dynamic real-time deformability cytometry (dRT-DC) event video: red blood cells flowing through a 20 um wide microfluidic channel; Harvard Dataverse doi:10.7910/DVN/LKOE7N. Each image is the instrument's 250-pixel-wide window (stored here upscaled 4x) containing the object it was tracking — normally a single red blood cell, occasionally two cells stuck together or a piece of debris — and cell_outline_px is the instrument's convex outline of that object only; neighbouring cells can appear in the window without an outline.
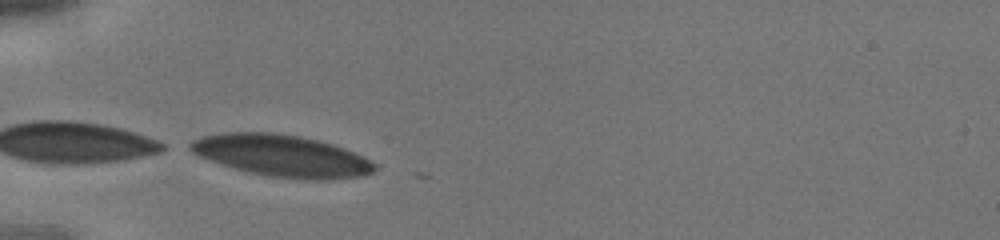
{"species": "human", "species_latin": "Homo sapiens", "temperature_condition": "cold", "stored_images_in_passage": 5, "camera_frame_rate_fps": 3000, "um_per_image_px": 0.085, "donor": {"sex": "male"}, "frame": {"image": 1, "passage_image": 1, "time_ms": 0.0, "image_size_px": [1000, 240], "cell_outline_px": [[376, 168], [372, 172], [364, 176], [328, 180], [308, 180], [268, 176], [248, 172], [220, 164], [196, 156], [188, 148], [188, 144], [192, 140], [204, 136], [224, 132], [272, 132], [300, 136], [320, 140], [344, 148], [364, 156], [376, 164]], "centroid_in_image_um": [23.94, 13.24], "position_along_channel_um": 61.1, "area_um2": 45.32}}